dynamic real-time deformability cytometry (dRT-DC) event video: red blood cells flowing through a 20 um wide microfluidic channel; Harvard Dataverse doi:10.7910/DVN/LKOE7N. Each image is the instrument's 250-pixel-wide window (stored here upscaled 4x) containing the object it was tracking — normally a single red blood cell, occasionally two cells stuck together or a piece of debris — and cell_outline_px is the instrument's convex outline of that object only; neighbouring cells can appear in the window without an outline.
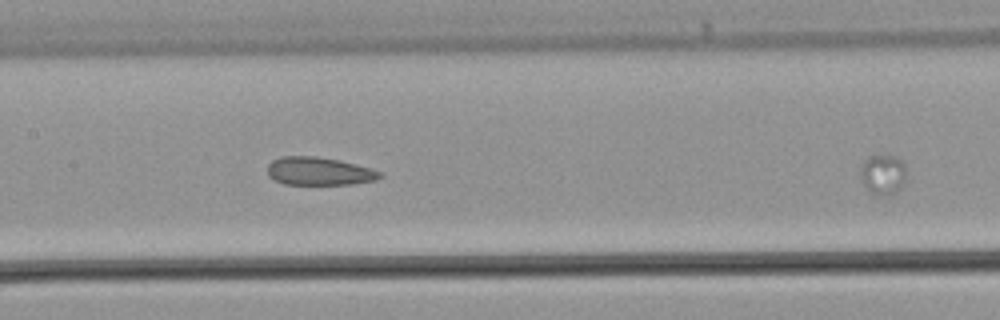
{"species": "common noctule bat (a hibernating species)", "species_latin": "Nyctalus noctula", "temperature_condition": "warm", "stored_images_in_passage": 6, "segment_of_instrument_passage": [2, 2], "camera_frame_rate_fps": 3000, "um_per_image_px": 0.085, "animal": {"sex": "male", "body_mass_g": 21.5, "forearm_length_mm": 52.0}, "frame": {"image": 1, "passage_image": 6, "time_ms": 1.667, "image_size_px": [1000, 320], "cell_outline_px": [[904, 180], [900, 188], [888, 196], [876, 196], [864, 184], [860, 176], [860, 168], [864, 160], [868, 156], [896, 156], [904, 160]], "centroid_in_image_um": [75.04, 14.82], "position_along_channel_um": 132.4, "area_um2": 10.64}}